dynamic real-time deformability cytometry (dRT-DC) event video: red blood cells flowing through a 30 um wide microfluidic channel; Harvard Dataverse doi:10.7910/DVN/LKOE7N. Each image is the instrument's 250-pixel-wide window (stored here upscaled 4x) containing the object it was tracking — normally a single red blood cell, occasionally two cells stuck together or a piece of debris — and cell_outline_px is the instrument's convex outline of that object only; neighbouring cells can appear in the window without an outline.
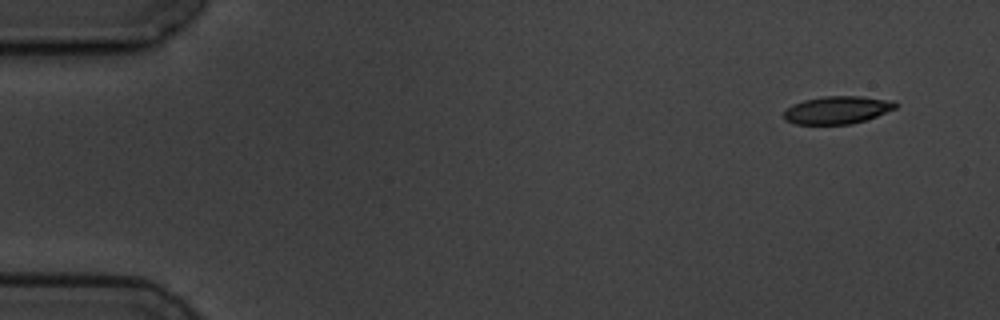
{"species": "common noctule bat (a hibernating species)", "species_latin": "Nyctalus noctula", "temperature_condition": "cold", "stored_images_in_passage": 7, "camera_frame_rate_fps": 3000, "um_per_image_px": 0.085, "animal": {"sex": "male", "body_mass_g": 19.5, "forearm_length_mm": 54.6}, "frame": {"image": 1, "passage_image": 1, "time_ms": 0.0, "image_size_px": [1000, 320], "cell_outline_px": [[900, 104], [896, 108], [876, 116], [852, 124], [796, 124], [784, 120], [784, 112], [792, 104], [804, 100], [824, 96], [860, 96], [896, 100]], "centroid_in_image_um": [71.21, 9.34], "position_along_channel_um": 13.8, "area_um2": 18.15}}
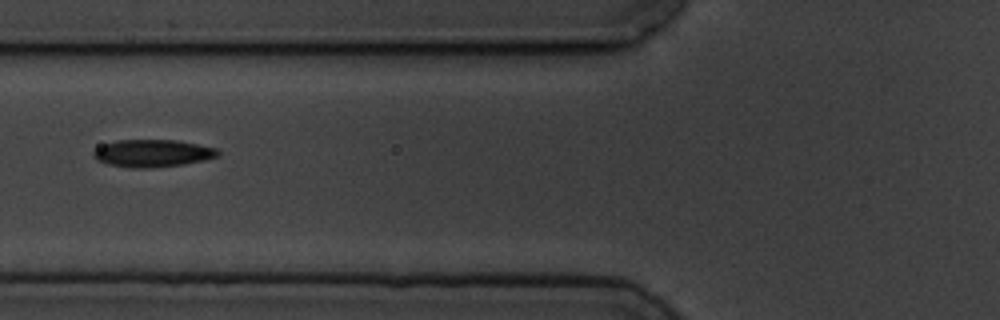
{"frame": {"image": 2, "passage_image": 6, "time_ms": 6.0, "image_size_px": [1000, 320], "cell_outline_px": [[220, 152], [216, 156], [204, 160], [184, 164], [152, 168], [132, 168], [108, 164], [96, 160], [92, 156], [92, 152], [96, 148], [104, 144], [116, 140], [176, 140], [216, 148]], "centroid_in_image_um": [12.92, 13.03], "position_along_channel_um": 112.9, "area_um2": 19.88}}
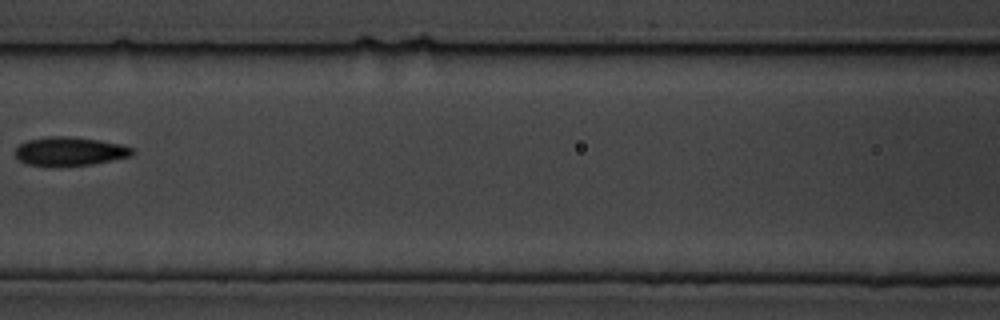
{"frame": {"image": 3, "passage_image": 7, "time_ms": 7.333, "image_size_px": [1000, 320], "cell_outline_px": [[136, 152], [132, 156], [92, 164], [52, 168], [48, 168], [28, 164], [20, 160], [16, 156], [16, 148], [20, 144], [28, 140], [48, 136], [68, 136], [100, 140], [120, 144], [132, 148]], "centroid_in_image_um": [5.92, 12.89], "position_along_channel_um": 160.7, "area_um2": 20.0}}